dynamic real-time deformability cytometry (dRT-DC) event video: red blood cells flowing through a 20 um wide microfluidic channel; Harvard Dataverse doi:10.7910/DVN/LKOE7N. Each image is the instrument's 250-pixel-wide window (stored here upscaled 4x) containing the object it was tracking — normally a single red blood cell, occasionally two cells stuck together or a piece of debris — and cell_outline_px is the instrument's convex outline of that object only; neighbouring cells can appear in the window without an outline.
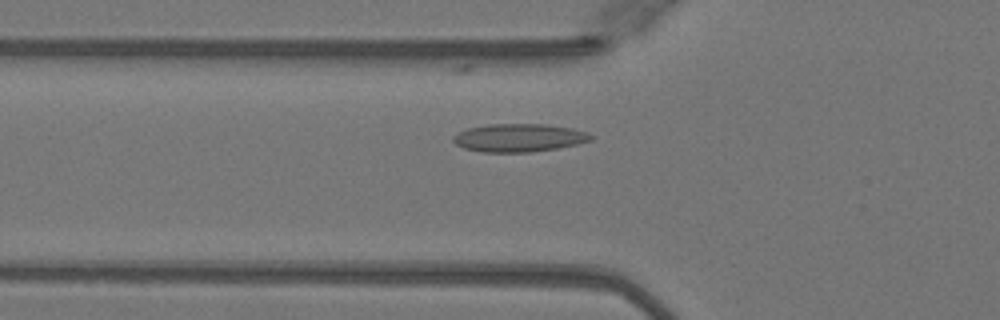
{"species": "Egyptian fruit bat (a non-hibernating species)", "species_latin": "Rousettus aegyptiacus", "temperature_condition": "warm", "stored_images_in_passage": 41, "camera_frame_rate_fps": 3000, "um_per_image_px": 0.085, "animal": {"sex": "female"}, "frame": {"image": 1, "passage_image": 8, "time_ms": 2.333, "image_size_px": [1000, 320], "cell_outline_px": [[596, 136], [592, 140], [576, 144], [556, 148], [532, 152], [484, 152], [464, 148], [456, 144], [452, 140], [452, 136], [468, 128], [488, 124], [544, 124], [572, 128], [588, 132]], "centroid_in_image_um": [44.14, 11.71], "position_along_channel_um": 81.7, "area_um2": 22.54}}
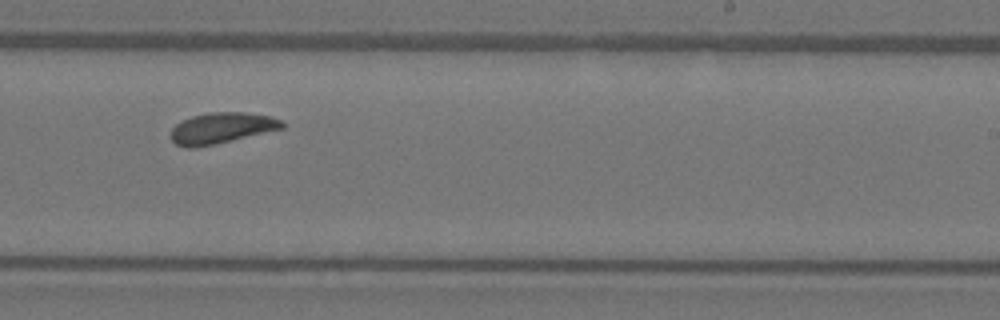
{"frame": {"image": 2, "passage_image": 22, "time_ms": 7.0, "image_size_px": [1000, 320], "cell_outline_px": [[284, 128], [216, 144], [196, 148], [188, 148], [176, 144], [168, 136], [172, 128], [176, 124], [192, 116], [212, 112], [244, 112], [272, 116], [280, 120], [284, 124]], "centroid_in_image_um": [18.81, 10.89], "position_along_channel_um": 270.2, "area_um2": 20.11}}
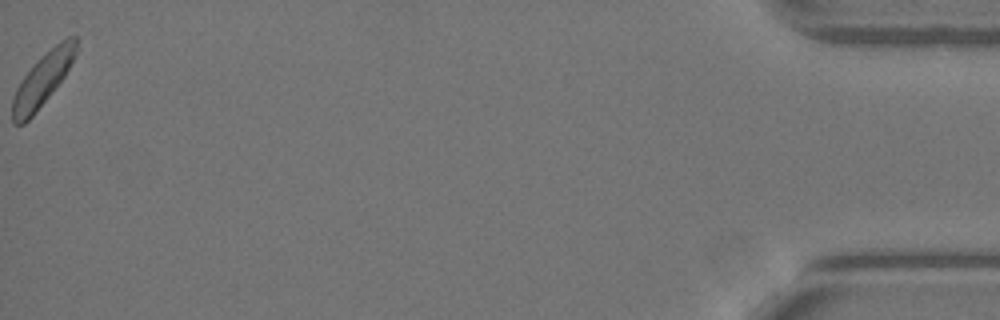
{"frame": {"image": 3, "passage_image": 41, "time_ms": 13.333, "image_size_px": [1000, 320], "cell_outline_px": [[76, 56], [64, 76], [32, 116], [24, 124], [16, 124], [12, 120], [12, 100], [16, 88], [24, 76], [60, 40], [68, 36], [76, 36]], "centroid_in_image_um": [3.62, 6.78], "position_along_channel_um": 431.6, "area_um2": 18.73}, "authors_computed_cell_mechanics": {"area_um2": 20.1144, "velocity_mm_per_s": 4.0308, "shape_relaxation_time_tau1_ms": 3.3183, "shape_relaxation_time_tau2_ms": 2.2368, "deformation_change_tau1": 0.0833, "deformation_change_tau2": 0.0692}}